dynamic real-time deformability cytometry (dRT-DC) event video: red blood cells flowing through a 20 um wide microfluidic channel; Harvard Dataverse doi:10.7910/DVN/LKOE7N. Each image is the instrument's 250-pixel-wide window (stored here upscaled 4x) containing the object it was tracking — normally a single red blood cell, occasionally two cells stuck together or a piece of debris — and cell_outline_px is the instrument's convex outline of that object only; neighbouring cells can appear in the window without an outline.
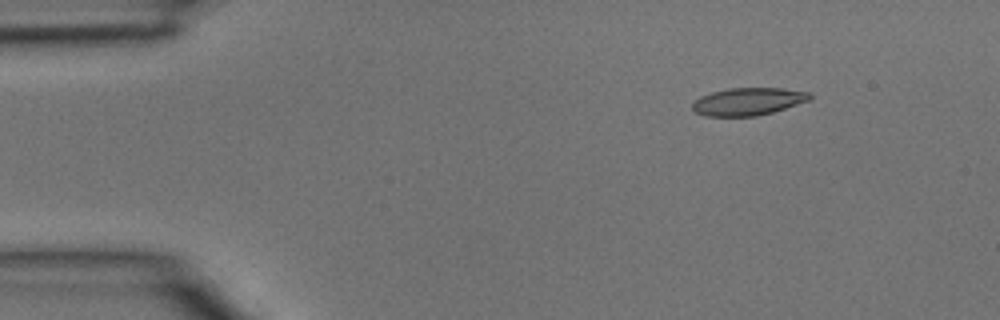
{"species": "common noctule bat (a hibernating species)", "species_latin": "Nyctalus noctula", "temperature_condition": "room temperature", "stored_images_in_passage": 5, "segment_of_instrument_passage": [1, 2], "camera_frame_rate_fps": 3000, "um_per_image_px": 0.085, "animal": {"sex": "male", "body_mass_g": 15.6}, "frame": {"image": 1, "passage_image": 2, "time_ms": 0.333, "image_size_px": [1000, 320], "cell_outline_px": [[812, 96], [808, 100], [772, 112], [756, 116], [704, 116], [696, 112], [692, 108], [692, 104], [700, 96], [712, 92], [728, 88], [784, 88], [812, 92]], "centroid_in_image_um": [63.58, 8.62], "position_along_channel_um": 21.4, "area_um2": 18.79}}